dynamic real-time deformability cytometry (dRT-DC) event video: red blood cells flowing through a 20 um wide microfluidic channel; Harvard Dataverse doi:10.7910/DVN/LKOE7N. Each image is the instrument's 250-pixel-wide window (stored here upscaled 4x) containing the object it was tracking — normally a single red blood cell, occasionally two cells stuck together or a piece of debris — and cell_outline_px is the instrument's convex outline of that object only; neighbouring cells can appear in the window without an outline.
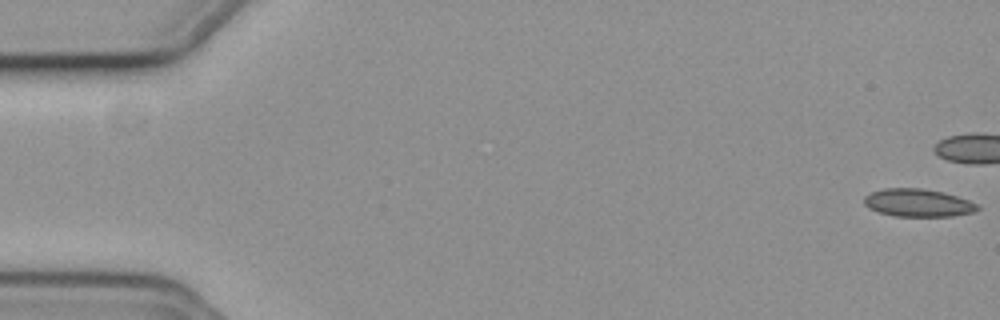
{"species": "common noctule bat (a hibernating species)", "species_latin": "Nyctalus noctula", "temperature_condition": "cold", "stored_images_in_passage": 10, "camera_frame_rate_fps": 3000, "um_per_image_px": 0.085, "animal": {"sex": "female", "body_mass_g": 19.3, "forearm_length_mm": 54.1}, "frame": {"image": 1, "passage_image": 1, "time_ms": 0.0, "image_size_px": [1000, 320], "cell_outline_px": [[980, 208], [972, 212], [952, 216], [896, 216], [880, 212], [868, 208], [864, 204], [864, 196], [872, 192], [884, 188], [924, 188], [944, 192], [968, 200], [976, 204]], "centroid_in_image_um": [78.0, 17.23], "position_along_channel_um": 7.0, "area_um2": 18.26}}